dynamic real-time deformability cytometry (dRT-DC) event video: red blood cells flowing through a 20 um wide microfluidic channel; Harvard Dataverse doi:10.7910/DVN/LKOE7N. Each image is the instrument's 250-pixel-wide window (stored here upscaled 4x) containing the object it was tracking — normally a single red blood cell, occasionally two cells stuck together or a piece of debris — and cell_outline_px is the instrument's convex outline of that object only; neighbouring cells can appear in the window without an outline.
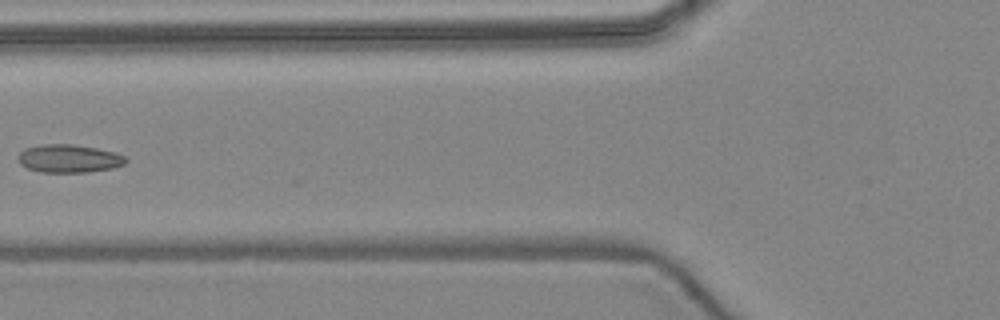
{"species": "common noctule bat (a hibernating species)", "species_latin": "Nyctalus noctula", "temperature_condition": "warm", "stored_images_in_passage": 6, "camera_frame_rate_fps": 3000, "um_per_image_px": 0.085, "animal": {"sex": "female", "body_mass_g": 24.6, "forearm_length_mm": 56.2}, "frame": {"image": 1, "passage_image": 6, "time_ms": 6.333, "image_size_px": [1000, 320], "cell_outline_px": [[128, 160], [124, 164], [112, 168], [88, 172], [40, 172], [28, 168], [20, 164], [16, 156], [24, 148], [40, 144], [72, 144], [96, 148], [116, 152], [124, 156]], "centroid_in_image_um": [5.83, 13.47], "position_along_channel_um": 120.0, "area_um2": 17.74}}